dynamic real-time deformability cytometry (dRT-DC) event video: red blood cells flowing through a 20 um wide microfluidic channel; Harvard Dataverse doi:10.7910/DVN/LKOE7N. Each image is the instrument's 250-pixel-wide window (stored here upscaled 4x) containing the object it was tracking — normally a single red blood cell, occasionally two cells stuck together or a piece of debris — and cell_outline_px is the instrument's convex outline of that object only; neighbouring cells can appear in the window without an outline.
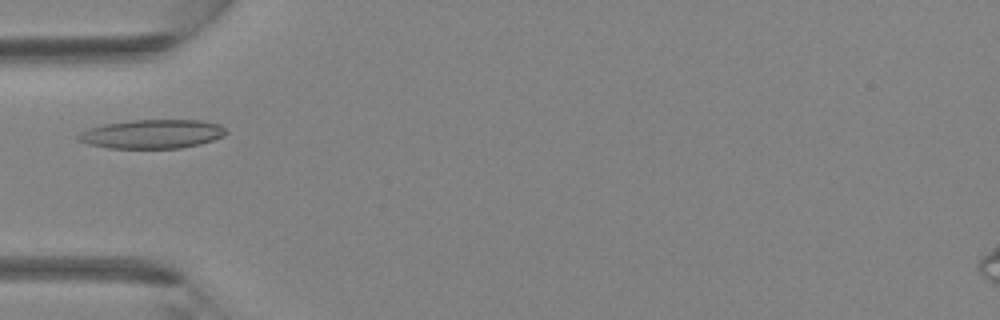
{"species": "Egyptian fruit bat (a non-hibernating species)", "species_latin": "Rousettus aegyptiacus", "temperature_condition": "room temperature", "stored_images_in_passage": 4, "camera_frame_rate_fps": 3000, "um_per_image_px": 0.085, "animal": {"sex": "female"}, "frame": {"image": 1, "passage_image": 4, "time_ms": 1.0, "image_size_px": [1000, 320], "cell_outline_px": [[228, 132], [224, 136], [200, 144], [180, 148], [108, 148], [88, 144], [76, 140], [76, 136], [80, 132], [88, 128], [104, 124], [132, 120], [200, 120], [220, 124]], "centroid_in_image_um": [12.92, 11.39], "position_along_channel_um": 72.1, "area_um2": 25.03}}